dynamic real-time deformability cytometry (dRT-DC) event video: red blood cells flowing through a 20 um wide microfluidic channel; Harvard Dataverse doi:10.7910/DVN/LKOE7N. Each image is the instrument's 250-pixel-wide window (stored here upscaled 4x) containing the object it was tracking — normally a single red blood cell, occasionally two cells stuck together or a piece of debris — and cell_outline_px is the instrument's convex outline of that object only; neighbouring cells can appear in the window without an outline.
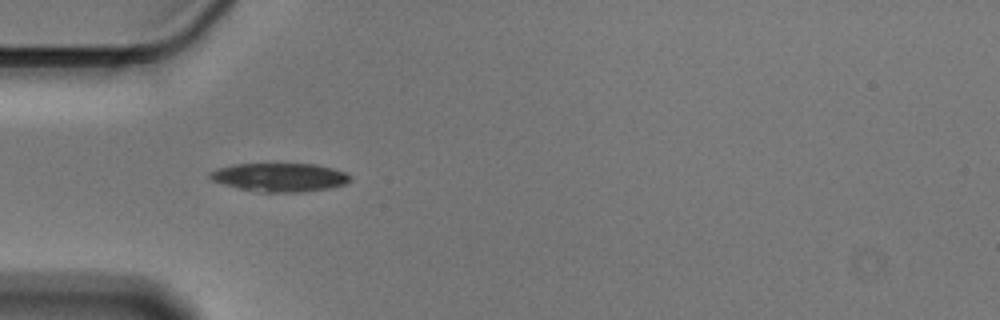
{"species": "Egyptian fruit bat (a non-hibernating species)", "species_latin": "Rousettus aegyptiacus", "temperature_condition": "cold", "stored_images_in_passage": 40, "camera_frame_rate_fps": 3000, "um_per_image_px": 0.085, "animal": {"sex": "male"}, "frame": {"image": 1, "passage_image": 1, "time_ms": 0.0, "image_size_px": [1000, 320], "cell_outline_px": [[348, 180], [344, 184], [332, 188], [300, 192], [260, 192], [240, 188], [224, 184], [212, 180], [208, 176], [208, 172], [220, 168], [236, 164], [312, 164], [332, 168], [344, 172], [348, 176]], "centroid_in_image_um": [23.75, 15.07], "position_along_channel_um": 61.3, "area_um2": 22.95}}
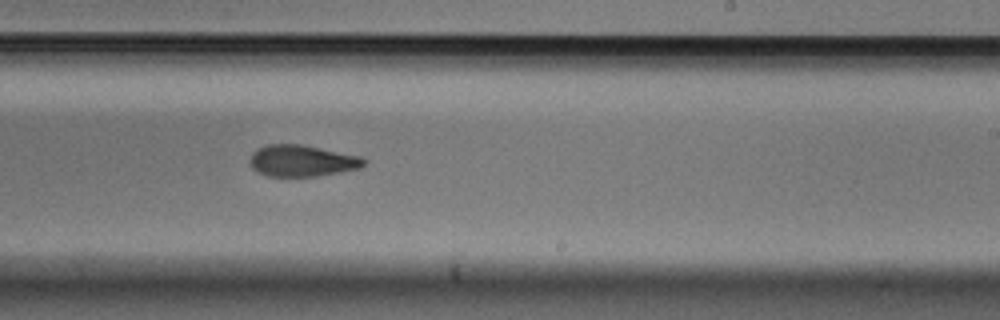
{"frame": {"image": 2, "passage_image": 18, "time_ms": 5.667, "image_size_px": [1000, 320], "cell_outline_px": [[368, 160], [360, 168], [340, 172], [316, 176], [268, 176], [252, 168], [248, 160], [252, 152], [256, 148], [268, 144], [300, 144], [360, 156]], "centroid_in_image_um": [25.64, 13.66], "position_along_channel_um": 263.4, "area_um2": 20.92}}
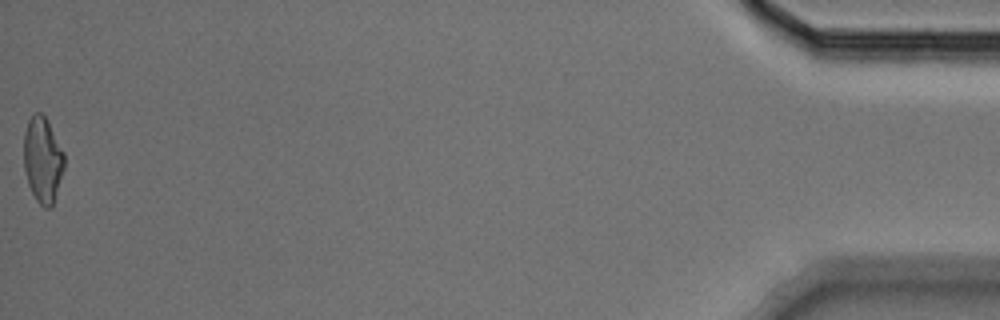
{"frame": {"image": 3, "passage_image": 40, "time_ms": 13.0, "image_size_px": [1000, 320], "cell_outline_px": [[64, 168], [52, 208], [44, 208], [36, 200], [28, 184], [24, 168], [24, 132], [28, 120], [36, 112], [40, 112], [48, 120], [64, 152]], "centroid_in_image_um": [3.63, 13.58], "position_along_channel_um": 431.6, "area_um2": 20.29}, "authors_computed_cell_mechanics": {"area_um2": 21.2415, "velocity_mm_per_s": 3.5995, "shape_relaxation_time_tau1_ms": 5.2859, "shape_relaxation_time_tau2_ms": 6.202, "deformation_change_tau1": 0.1591, "deformation_change_tau2": 0.1325}}